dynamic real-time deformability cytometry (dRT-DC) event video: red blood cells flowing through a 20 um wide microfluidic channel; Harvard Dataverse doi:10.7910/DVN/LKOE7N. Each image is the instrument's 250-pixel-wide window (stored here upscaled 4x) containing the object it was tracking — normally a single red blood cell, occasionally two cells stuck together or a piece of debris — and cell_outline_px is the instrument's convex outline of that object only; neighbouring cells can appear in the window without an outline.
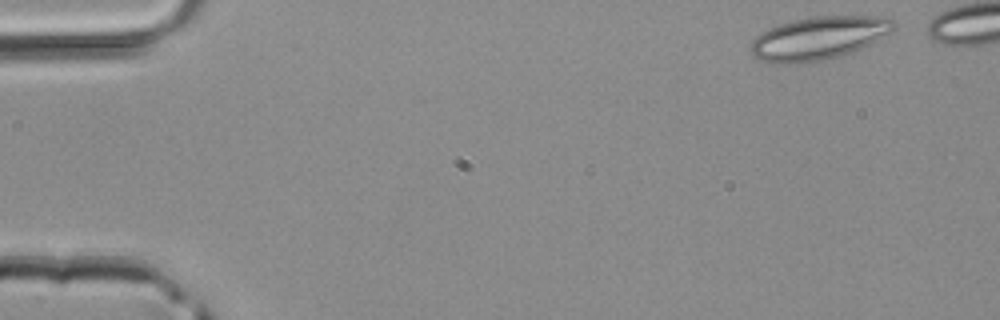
{"species": "common noctule bat (a hibernating species)", "species_latin": "Nyctalus noctula", "temperature_condition": "room temperature", "stored_images_in_passage": 5, "camera_frame_rate_fps": 3000, "um_per_image_px": 0.085, "animal": {"sex": "male", "body_mass_g": 20.4}, "frame": {"image": 1, "passage_image": 1, "time_ms": 0.0, "image_size_px": [1000, 320], "cell_outline_px": [[896, 28], [872, 44], [852, 52], [824, 60], [800, 64], [776, 64], [764, 60], [756, 56], [748, 48], [752, 40], [756, 36], [780, 24], [812, 16], [884, 16], [896, 20]], "centroid_in_image_um": [69.65, 3.24], "position_along_channel_um": 15.4, "area_um2": 36.01}}